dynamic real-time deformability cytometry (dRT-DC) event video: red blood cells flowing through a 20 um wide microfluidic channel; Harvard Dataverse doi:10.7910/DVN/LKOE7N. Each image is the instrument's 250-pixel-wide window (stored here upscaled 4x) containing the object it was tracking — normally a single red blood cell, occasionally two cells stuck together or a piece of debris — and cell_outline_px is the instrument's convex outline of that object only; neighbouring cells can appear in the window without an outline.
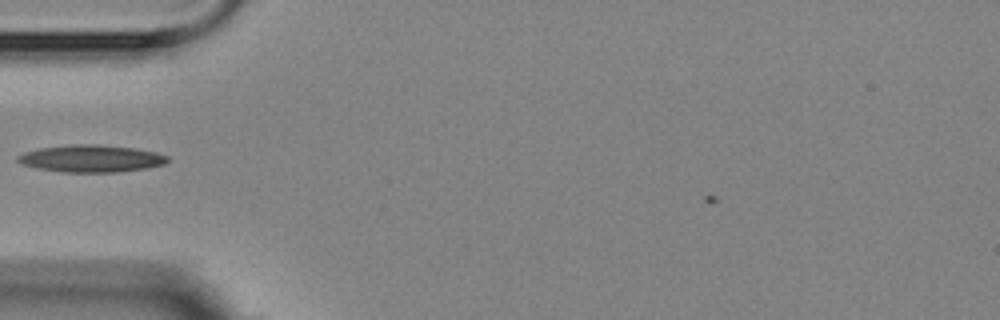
{"species": "Egyptian fruit bat (a non-hibernating species)", "species_latin": "Rousettus aegyptiacus", "temperature_condition": "room temperature", "stored_images_in_passage": 3, "camera_frame_rate_fps": 3000, "um_per_image_px": 0.085, "animal": {"sex": "female"}, "frame": {"image": 1, "passage_image": 2, "time_ms": 1.333, "image_size_px": [1000, 320], "cell_outline_px": [[172, 160], [164, 164], [148, 168], [116, 172], [64, 172], [36, 168], [24, 164], [16, 160], [16, 156], [24, 152], [40, 148], [72, 144], [100, 144], [132, 148], [156, 152], [168, 156]], "centroid_in_image_um": [7.78, 13.47], "position_along_channel_um": 77.2, "area_um2": 23.81}}
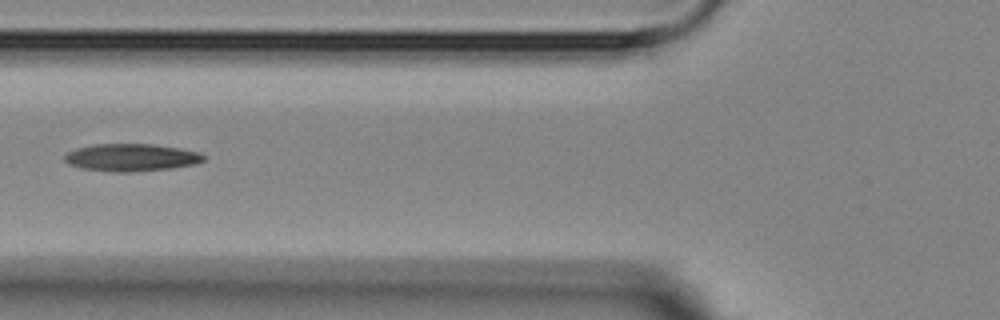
{"frame": {"image": 2, "passage_image": 3, "time_ms": 2.333, "image_size_px": [1000, 320], "cell_outline_px": [[204, 160], [196, 164], [172, 168], [132, 172], [112, 172], [80, 168], [68, 164], [64, 160], [64, 156], [68, 152], [76, 148], [96, 144], [152, 144], [180, 148], [200, 152], [204, 156]], "centroid_in_image_um": [11.15, 13.39], "position_along_channel_um": 114.6, "area_um2": 22.37}}